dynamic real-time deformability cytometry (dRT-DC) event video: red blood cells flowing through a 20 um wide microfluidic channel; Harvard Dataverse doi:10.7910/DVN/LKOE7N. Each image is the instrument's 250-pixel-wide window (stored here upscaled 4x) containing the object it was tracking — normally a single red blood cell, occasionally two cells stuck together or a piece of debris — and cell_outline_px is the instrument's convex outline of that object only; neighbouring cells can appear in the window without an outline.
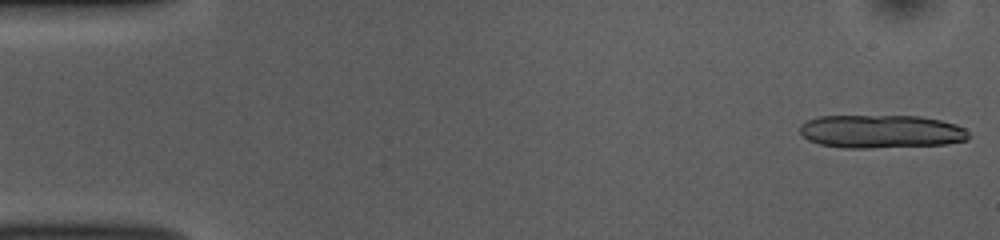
{"species": "common noctule bat (a hibernating species)", "species_latin": "Nyctalus noctula", "temperature_condition": "room temperature", "stored_images_in_passage": 13, "camera_frame_rate_fps": 3000, "um_per_image_px": 0.085, "animal": {"sex": "female", "body_mass_g": 10.0, "forearm_length_mm": 53.1}, "frame": {"image": 1, "passage_image": 1, "time_ms": 0.0, "image_size_px": [1000, 240], "cell_outline_px": [[972, 136], [968, 140], [948, 144], [872, 148], [844, 148], [820, 144], [808, 140], [800, 132], [800, 124], [808, 120], [820, 116], [920, 116], [940, 120], [956, 124], [964, 128]], "centroid_in_image_um": [74.93, 11.18], "position_along_channel_um": 10.1, "area_um2": 32.95}}